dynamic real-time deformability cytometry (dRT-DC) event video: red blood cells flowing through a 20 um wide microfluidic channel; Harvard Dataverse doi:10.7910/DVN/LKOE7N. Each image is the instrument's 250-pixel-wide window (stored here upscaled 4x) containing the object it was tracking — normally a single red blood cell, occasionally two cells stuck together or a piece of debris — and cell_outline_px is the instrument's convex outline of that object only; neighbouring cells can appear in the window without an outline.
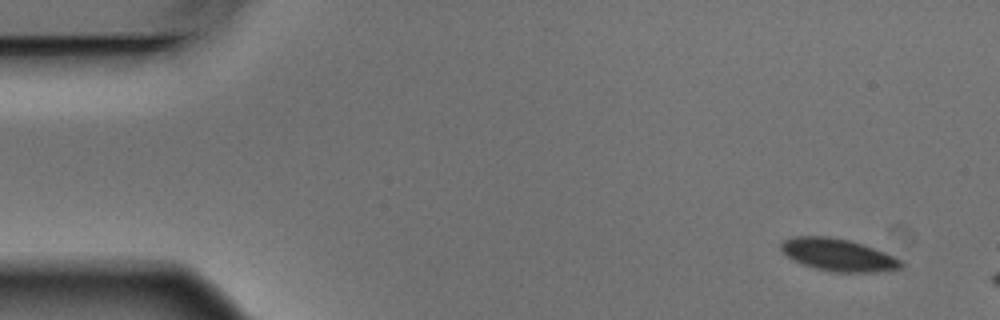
{"species": "Egyptian fruit bat (a non-hibernating species)", "species_latin": "Rousettus aegyptiacus", "temperature_condition": "warm", "stored_images_in_passage": 3, "camera_frame_rate_fps": 3000, "um_per_image_px": 0.085, "animal": {"sex": "male"}, "frame": {"image": 1, "passage_image": 1, "time_ms": 0.0, "image_size_px": [1000, 320], "cell_outline_px": [[904, 268], [872, 272], [836, 272], [816, 268], [792, 260], [780, 248], [780, 244], [784, 240], [792, 236], [828, 236], [848, 240], [884, 252], [900, 260], [904, 264]], "centroid_in_image_um": [71.22, 21.66], "position_along_channel_um": 13.8, "area_um2": 22.31}}